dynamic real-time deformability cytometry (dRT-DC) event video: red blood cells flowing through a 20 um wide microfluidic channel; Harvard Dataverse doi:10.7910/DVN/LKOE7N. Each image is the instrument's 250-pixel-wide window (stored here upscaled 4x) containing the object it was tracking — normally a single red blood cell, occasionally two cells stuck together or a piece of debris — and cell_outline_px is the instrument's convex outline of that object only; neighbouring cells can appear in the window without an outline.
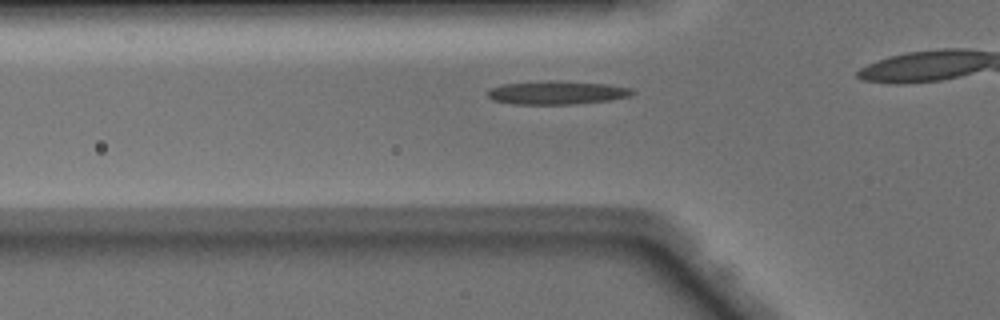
{"species": "Egyptian fruit bat (a non-hibernating species)", "species_latin": "Rousettus aegyptiacus", "temperature_condition": "warm", "stored_images_in_passage": 27, "camera_frame_rate_fps": 3000, "um_per_image_px": 0.085, "animal": {"sex": "male"}, "frame": {"image": 1, "passage_image": 5, "time_ms": 1.333, "image_size_px": [1000, 320], "cell_outline_px": [[636, 92], [628, 96], [612, 100], [576, 104], [512, 104], [492, 100], [488, 96], [488, 92], [492, 88], [504, 84], [608, 84], [632, 88]], "centroid_in_image_um": [47.4, 7.95], "position_along_channel_um": 78.4, "area_um2": 18.26}}
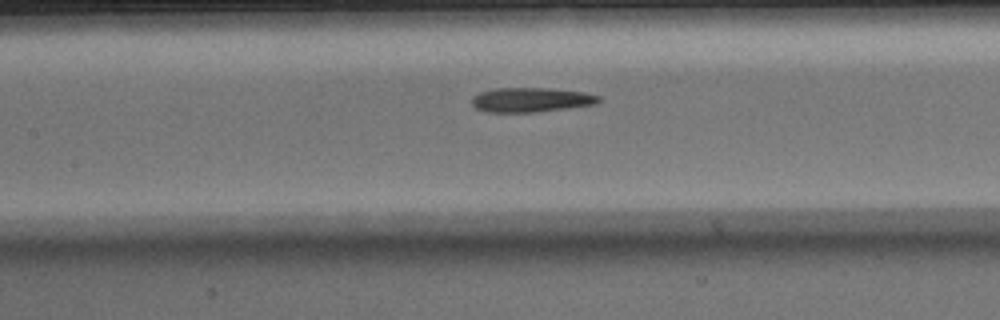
{"frame": {"image": 2, "passage_image": 11, "time_ms": 3.333, "image_size_px": [1000, 320], "cell_outline_px": [[604, 100], [596, 104], [568, 108], [536, 112], [484, 112], [476, 108], [472, 104], [472, 96], [480, 92], [496, 88], [548, 88], [584, 92], [600, 96]], "centroid_in_image_um": [45.16, 8.48], "position_along_channel_um": 162.2, "area_um2": 18.26}}
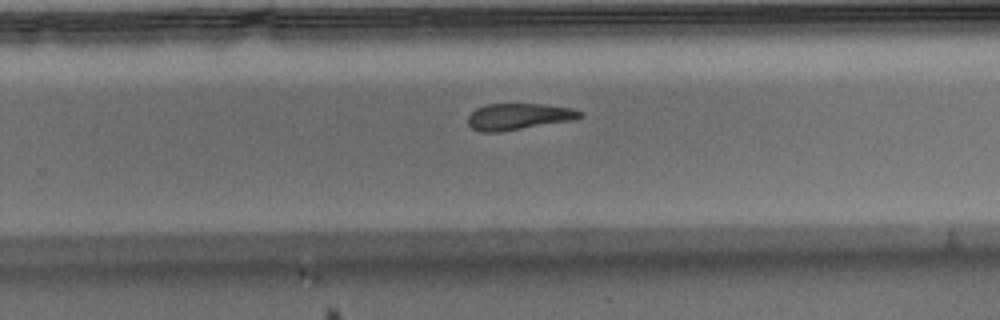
{"frame": {"image": 3, "passage_image": 20, "time_ms": 6.333, "image_size_px": [1000, 320], "cell_outline_px": [[584, 116], [572, 120], [500, 132], [480, 132], [472, 128], [468, 124], [468, 116], [476, 108], [484, 104], [544, 104], [572, 108], [584, 112]], "centroid_in_image_um": [44.08, 9.9], "position_along_channel_um": 285.7, "area_um2": 17.34}}